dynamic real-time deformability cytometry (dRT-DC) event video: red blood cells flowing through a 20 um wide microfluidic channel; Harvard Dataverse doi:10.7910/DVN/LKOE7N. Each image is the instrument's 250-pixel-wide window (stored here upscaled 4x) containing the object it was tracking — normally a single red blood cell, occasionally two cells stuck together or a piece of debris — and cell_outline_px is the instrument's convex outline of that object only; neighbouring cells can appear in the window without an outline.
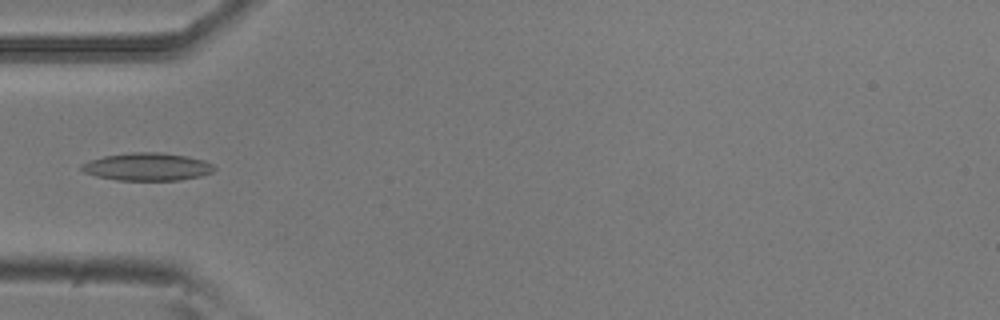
{"species": "common noctule bat (a hibernating species)", "species_latin": "Nyctalus noctula", "temperature_condition": "room temperature", "stored_images_in_passage": 5, "camera_frame_rate_fps": 3000, "um_per_image_px": 0.085, "animal": {"sex": "male", "body_mass_g": 20.5, "forearm_length_mm": 52.5}, "frame": {"image": 1, "passage_image": 4, "time_ms": 1.0, "image_size_px": [1000, 320], "cell_outline_px": [[216, 168], [212, 172], [200, 176], [180, 180], [116, 180], [96, 176], [84, 172], [80, 168], [80, 164], [104, 156], [132, 152], [160, 152], [188, 156], [204, 160], [212, 164]], "centroid_in_image_um": [12.53, 14.17], "position_along_channel_um": 72.5, "area_um2": 21.44}}
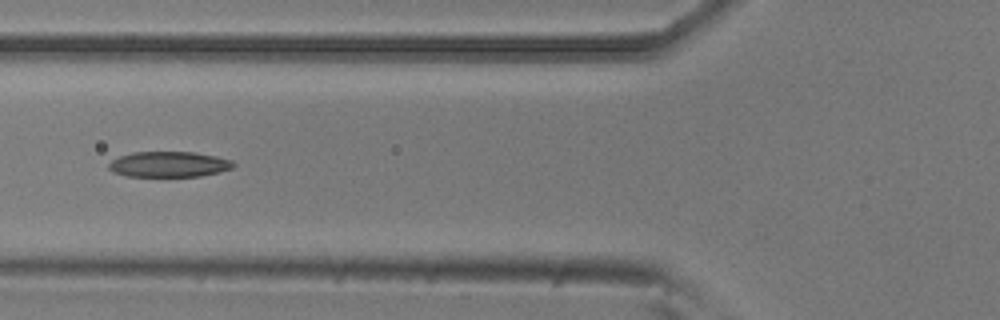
{"frame": {"image": 2, "passage_image": 5, "time_ms": 1.333, "image_size_px": [1000, 320], "cell_outline_px": [[236, 164], [232, 168], [220, 172], [200, 176], [128, 176], [112, 172], [108, 168], [108, 164], [112, 160], [120, 156], [132, 152], [192, 152], [216, 156], [232, 160]], "centroid_in_image_um": [14.36, 13.96], "position_along_channel_um": 111.4, "area_um2": 18.55}}